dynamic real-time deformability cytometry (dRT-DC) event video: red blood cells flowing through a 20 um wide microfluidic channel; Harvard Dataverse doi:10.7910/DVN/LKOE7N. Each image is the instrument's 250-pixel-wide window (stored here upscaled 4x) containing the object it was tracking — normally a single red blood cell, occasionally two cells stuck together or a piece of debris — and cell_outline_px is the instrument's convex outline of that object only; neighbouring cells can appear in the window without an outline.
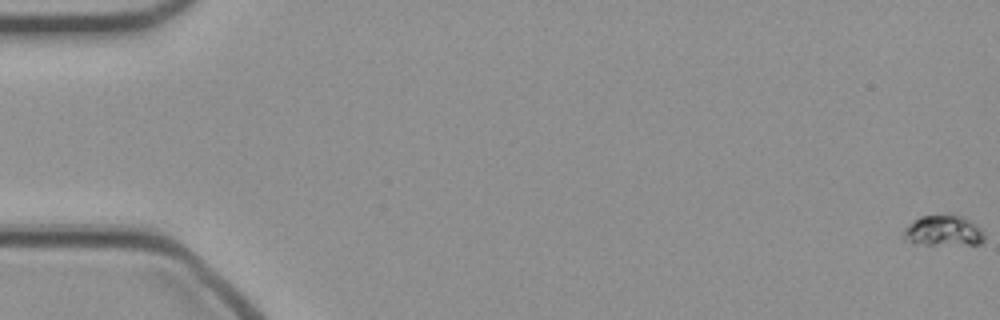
{"species": "common noctule bat (a hibernating species)", "species_latin": "Nyctalus noctula", "temperature_condition": "cold", "stored_images_in_passage": 51, "camera_frame_rate_fps": 3000, "um_per_image_px": 0.085, "animal": {"sex": "female", "body_mass_g": 21.9}, "frame": {"image": 1, "passage_image": 1, "time_ms": 0.0, "image_size_px": [1000, 320], "cell_outline_px": [[984, 240], [980, 244], [912, 244], [904, 240], [904, 228], [920, 216], [948, 212], [952, 212], [964, 216], [972, 220], [984, 232]], "centroid_in_image_um": [80.2, 19.57], "position_along_channel_um": 4.8, "area_um2": 15.03}}
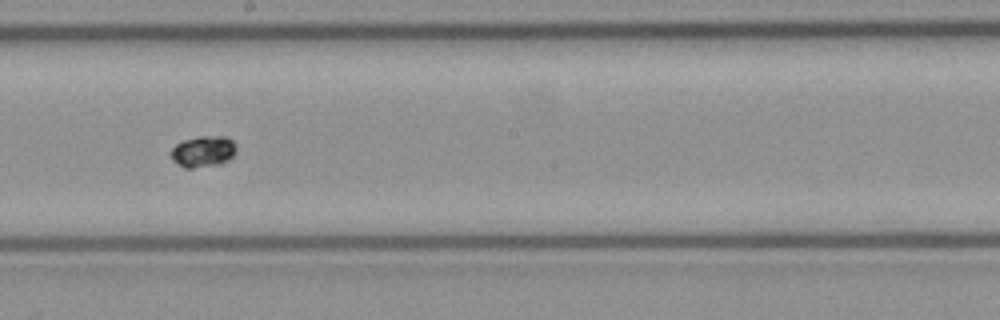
{"frame": {"image": 2, "passage_image": 29, "time_ms": 9.333, "image_size_px": [1000, 320], "cell_outline_px": [[236, 152], [228, 160], [220, 164], [192, 168], [184, 168], [172, 160], [168, 156], [168, 152], [176, 144], [184, 140], [200, 136], [224, 136], [232, 140], [236, 144]], "centroid_in_image_um": [17.23, 12.87], "position_along_channel_um": 231.0, "area_um2": 12.08}}
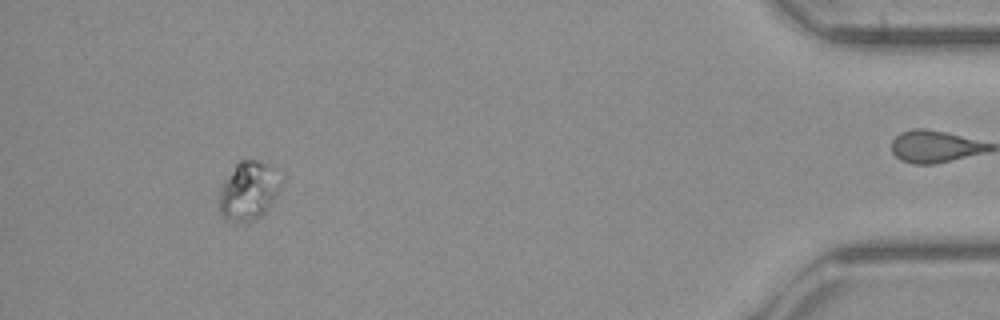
{"frame": {"image": 3, "passage_image": 47, "time_ms": 15.333, "image_size_px": [1000, 320], "cell_outline_px": [[284, 180], [276, 196], [268, 208], [256, 220], [236, 224], [224, 220], [220, 212], [220, 188], [224, 180], [236, 164], [240, 160], [256, 160], [268, 164]], "centroid_in_image_um": [21.12, 16.25], "position_along_channel_um": 414.1, "area_um2": 21.33}}